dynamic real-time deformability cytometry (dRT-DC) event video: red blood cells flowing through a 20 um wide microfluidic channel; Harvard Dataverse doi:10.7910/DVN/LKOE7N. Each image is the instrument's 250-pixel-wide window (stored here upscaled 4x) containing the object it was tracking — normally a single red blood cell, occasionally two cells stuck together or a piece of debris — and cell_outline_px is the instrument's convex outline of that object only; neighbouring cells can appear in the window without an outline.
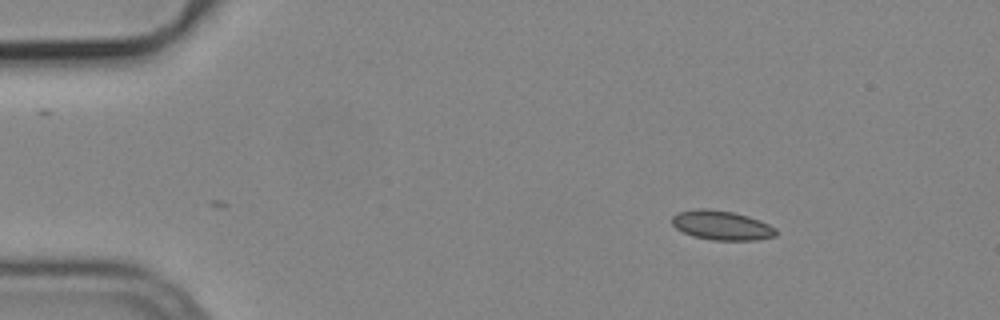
{"species": "common noctule bat (a hibernating species)", "species_latin": "Nyctalus noctula", "temperature_condition": "cold", "stored_images_in_passage": 49, "camera_frame_rate_fps": 3000, "um_per_image_px": 0.085, "animal": {"sex": "male", "body_mass_g": 19.2, "forearm_length_mm": 51.8}, "frame": {"image": 1, "passage_image": 1, "time_ms": 0.0, "image_size_px": [1000, 320], "cell_outline_px": [[776, 236], [756, 240], [712, 240], [692, 236], [676, 228], [672, 224], [672, 216], [680, 212], [696, 208], [704, 208], [732, 212], [748, 216], [760, 220], [776, 228]], "centroid_in_image_um": [61.34, 19.15], "position_along_channel_um": 23.7, "area_um2": 17.74}}
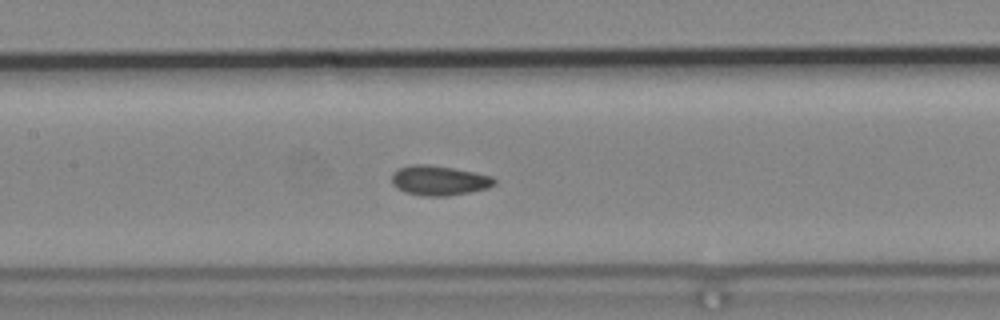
{"frame": {"image": 2, "passage_image": 19, "time_ms": 6.0, "image_size_px": [1000, 320], "cell_outline_px": [[496, 184], [488, 188], [448, 196], [424, 196], [404, 192], [396, 188], [392, 184], [392, 172], [400, 168], [412, 164], [428, 164], [452, 168], [492, 176], [496, 180]], "centroid_in_image_um": [37.3, 15.34], "position_along_channel_um": 170.1, "area_um2": 17.8}}
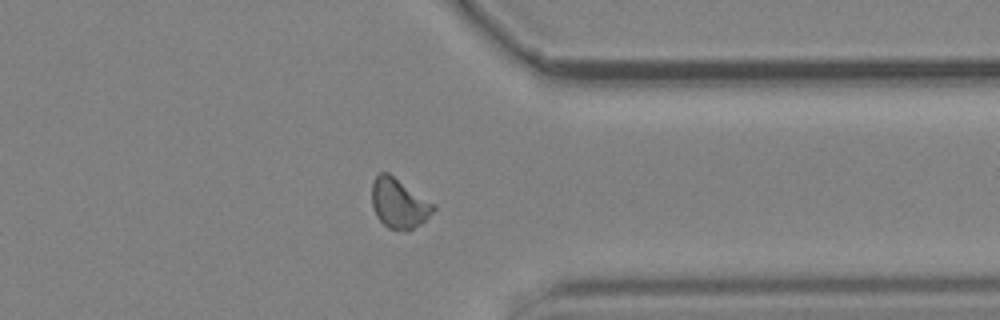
{"frame": {"image": 3, "passage_image": 36, "time_ms": 11.667, "image_size_px": [1000, 320], "cell_outline_px": [[436, 208], [420, 224], [408, 232], [404, 232], [388, 228], [376, 216], [372, 204], [372, 184], [376, 176], [380, 172], [388, 172], [436, 204]], "centroid_in_image_um": [33.92, 17.29], "position_along_channel_um": 377.5, "area_um2": 17.98}, "authors_computed_cell_mechanics": {"area_um2": 17.1666, "velocity_mm_per_s": 3.7541, "shape_relaxation_time_tau1_ms": null, "shape_relaxation_time_tau2_ms": 2.1381, "deformation_change_tau1": null, "deformation_change_tau2": 0.05}}